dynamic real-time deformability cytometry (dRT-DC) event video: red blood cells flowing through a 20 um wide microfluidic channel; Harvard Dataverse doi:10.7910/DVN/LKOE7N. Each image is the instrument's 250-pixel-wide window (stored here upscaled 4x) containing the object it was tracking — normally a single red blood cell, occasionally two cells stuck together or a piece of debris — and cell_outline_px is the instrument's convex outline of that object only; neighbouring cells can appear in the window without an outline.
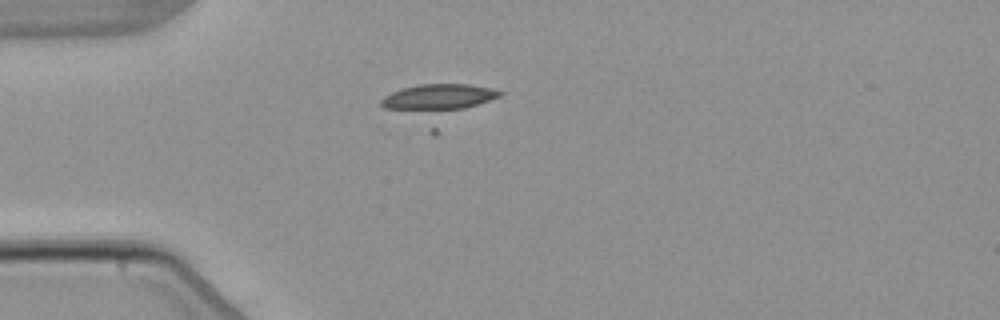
{"species": "common noctule bat (a hibernating species)", "species_latin": "Nyctalus noctula", "temperature_condition": "warm", "stored_images_in_passage": 2, "camera_frame_rate_fps": 3000, "um_per_image_px": 0.085, "animal": {"sex": "male", "body_mass_g": 21.5, "forearm_length_mm": 52.0}, "frame": {"image": 1, "passage_image": 1, "time_ms": 0.0, "image_size_px": [1000, 320], "cell_outline_px": [[504, 92], [500, 96], [464, 108], [436, 112], [432, 112], [384, 108], [380, 104], [380, 100], [384, 96], [392, 92], [404, 88], [420, 84], [468, 84], [492, 88]], "centroid_in_image_um": [37.25, 8.27], "position_along_channel_um": 47.7, "area_um2": 18.09}}